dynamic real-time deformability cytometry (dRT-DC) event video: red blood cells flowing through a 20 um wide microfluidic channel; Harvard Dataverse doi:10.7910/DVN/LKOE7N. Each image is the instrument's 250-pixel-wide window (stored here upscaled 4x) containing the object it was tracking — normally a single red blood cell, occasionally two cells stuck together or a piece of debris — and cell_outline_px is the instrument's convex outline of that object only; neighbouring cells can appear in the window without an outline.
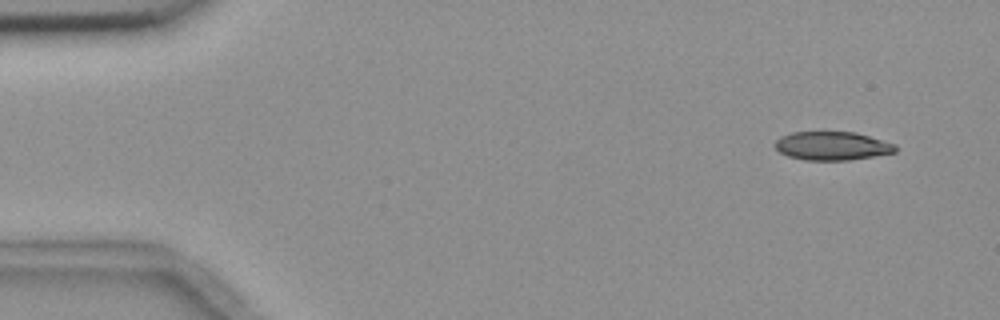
{"species": "common noctule bat (a hibernating species)", "species_latin": "Nyctalus noctula", "temperature_condition": "room temperature", "stored_images_in_passage": 6, "camera_frame_rate_fps": 3000, "um_per_image_px": 0.085, "animal": {"sex": "female", "body_mass_g": 18.4}, "frame": {"image": 1, "passage_image": 2, "time_ms": 1.0, "image_size_px": [1000, 320], "cell_outline_px": [[896, 152], [848, 160], [804, 160], [788, 156], [780, 152], [772, 144], [780, 136], [792, 132], [856, 132], [896, 144]], "centroid_in_image_um": [70.7, 12.39], "position_along_channel_um": 14.3, "area_um2": 20.06}}
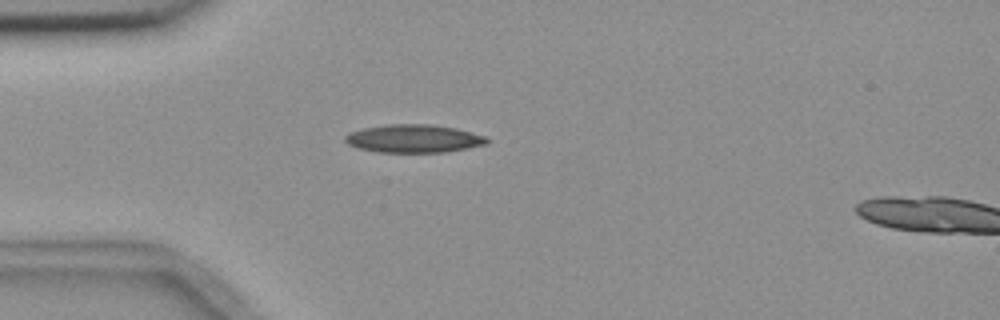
{"frame": {"image": 2, "passage_image": 5, "time_ms": 4.667, "image_size_px": [1000, 320], "cell_outline_px": [[488, 144], [468, 148], [444, 152], [380, 152], [356, 148], [348, 144], [344, 140], [344, 136], [348, 132], [364, 128], [388, 124], [428, 124], [456, 128], [484, 136], [488, 140]], "centroid_in_image_um": [35.13, 11.78], "position_along_channel_um": 49.9, "area_um2": 23.18}}